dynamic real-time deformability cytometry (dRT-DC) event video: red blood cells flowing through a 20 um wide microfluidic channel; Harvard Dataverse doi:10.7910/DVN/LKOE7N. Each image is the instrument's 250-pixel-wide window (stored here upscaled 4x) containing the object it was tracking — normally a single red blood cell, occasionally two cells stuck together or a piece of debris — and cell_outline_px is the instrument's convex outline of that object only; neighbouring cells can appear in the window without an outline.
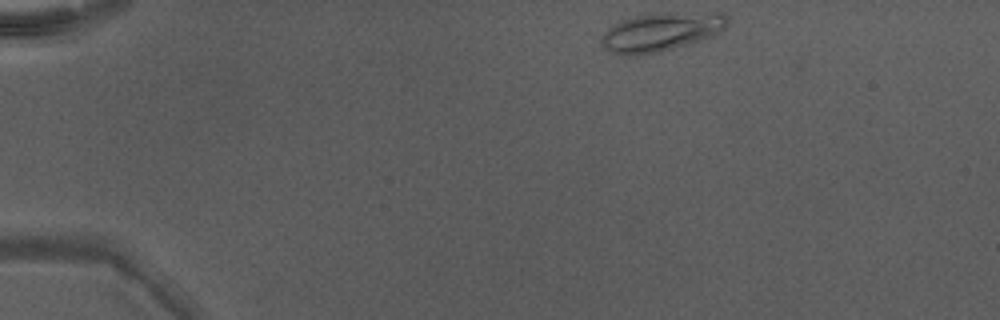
{"species": "Egyptian fruit bat (a non-hibernating species)", "species_latin": "Rousettus aegyptiacus", "temperature_condition": "warm", "stored_images_in_passage": 41, "camera_frame_rate_fps": 3000, "um_per_image_px": 0.085, "animal": {"sex": "male"}, "frame": {"image": 1, "passage_image": 1, "time_ms": 0.0, "image_size_px": [1000, 320], "cell_outline_px": [[728, 24], [720, 32], [712, 36], [700, 40], [660, 52], [632, 56], [628, 56], [608, 52], [604, 48], [604, 32], [608, 28], [620, 20], [636, 16], [664, 12], [724, 12], [728, 16]], "centroid_in_image_um": [56.24, 2.69], "position_along_channel_um": 28.8, "area_um2": 28.5}}
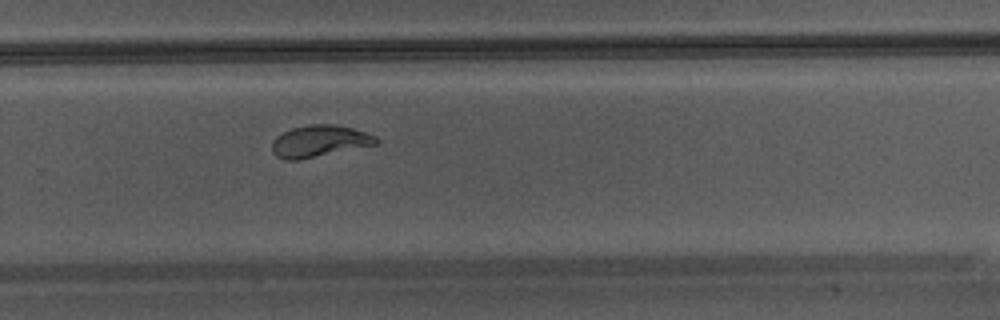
{"frame": {"image": 2, "passage_image": 26, "time_ms": 8.333, "image_size_px": [1000, 320], "cell_outline_px": [[380, 140], [376, 144], [296, 160], [284, 160], [276, 156], [272, 152], [272, 140], [276, 136], [292, 128], [308, 124], [332, 124], [352, 128], [376, 136]], "centroid_in_image_um": [27.11, 11.99], "position_along_channel_um": 302.7, "area_um2": 19.02}}
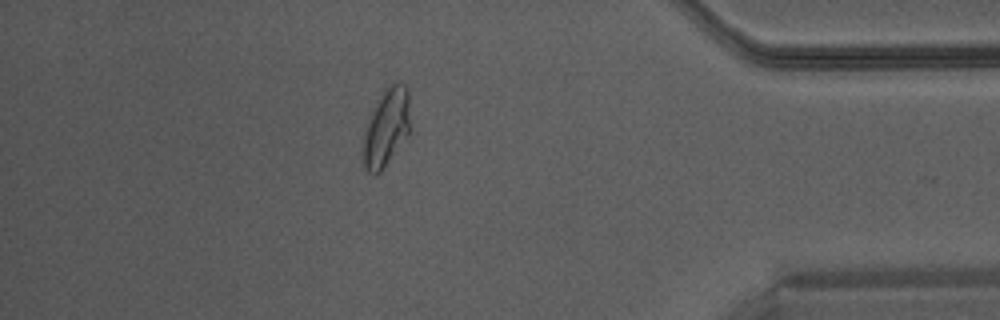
{"frame": {"image": 3, "passage_image": 35, "time_ms": 11.333, "image_size_px": [1000, 320], "cell_outline_px": [[408, 136], [380, 172], [368, 172], [364, 168], [360, 156], [364, 132], [368, 112], [376, 100], [396, 80], [400, 80], [408, 88]], "centroid_in_image_um": [32.77, 10.84], "position_along_channel_um": 402.4, "area_um2": 21.68}}